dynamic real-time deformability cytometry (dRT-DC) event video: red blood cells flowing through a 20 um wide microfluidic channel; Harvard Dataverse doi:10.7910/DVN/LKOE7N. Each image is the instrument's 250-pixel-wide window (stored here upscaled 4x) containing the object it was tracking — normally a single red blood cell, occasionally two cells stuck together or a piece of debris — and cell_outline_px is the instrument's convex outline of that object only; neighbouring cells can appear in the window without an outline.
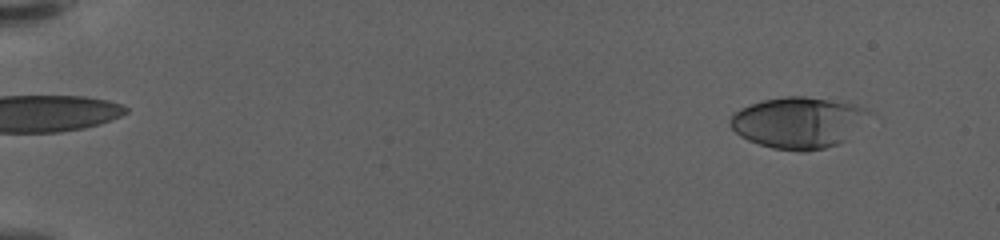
{"species": "human", "species_latin": "Homo sapiens", "temperature_condition": "warm", "stored_images_in_passage": 58, "camera_frame_rate_fps": 3000, "um_per_image_px": 0.085, "donor": {"sex": "female"}, "frame": {"image": 1, "passage_image": 5, "time_ms": 1.333, "image_size_px": [1000, 240], "cell_outline_px": [[868, 112], [844, 140], [836, 144], [824, 148], [804, 152], [800, 152], [772, 148], [748, 140], [740, 136], [728, 124], [728, 120], [740, 108], [764, 100], [784, 96], [804, 96], [848, 100], [868, 108]], "centroid_in_image_um": [67.81, 10.39], "position_along_channel_um": 17.2, "area_um2": 41.21}}
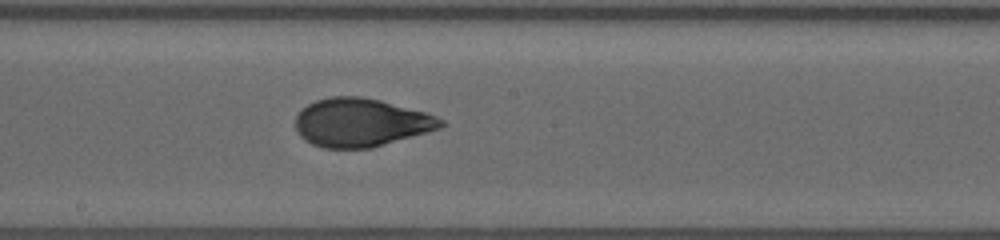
{"frame": {"image": 2, "passage_image": 34, "time_ms": 11.0, "image_size_px": [1000, 240], "cell_outline_px": [[448, 124], [440, 128], [428, 132], [372, 148], [324, 148], [312, 144], [304, 140], [300, 136], [296, 128], [296, 116], [308, 104], [316, 100], [332, 96], [360, 96], [380, 100], [424, 112], [436, 116], [444, 120]], "centroid_in_image_um": [30.69, 10.42], "position_along_channel_um": 217.5, "area_um2": 40.92}}
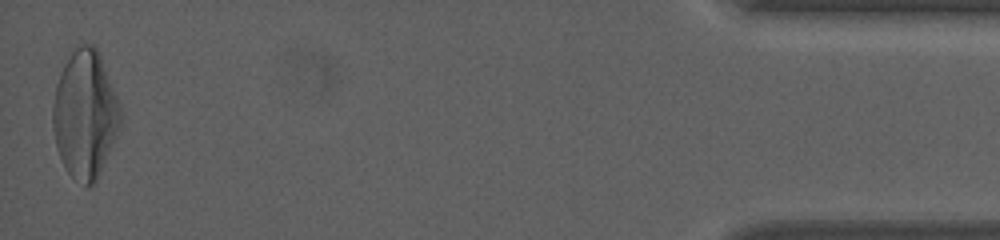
{"frame": {"image": 3, "passage_image": 58, "time_ms": 19.0, "image_size_px": [1000, 240], "cell_outline_px": [[120, 128], [100, 172], [96, 180], [88, 188], [72, 176], [68, 172], [60, 156], [56, 144], [52, 128], [52, 108], [56, 84], [60, 72], [64, 64], [72, 52], [80, 44], [92, 44], [100, 52], [116, 96], [120, 108]], "centroid_in_image_um": [7.22, 9.7], "position_along_channel_um": 428.0, "area_um2": 50.0}, "authors_computed_cell_mechanics": {"area_um2": 41.1247, "velocity_mm_per_s": 3.6046, "shape_relaxation_time_tau1_ms": 5.0281, "shape_relaxation_time_tau2_ms": 1.141, "deformation_change_tau1": 0.2144, "deformation_change_tau2": 0.0547}}